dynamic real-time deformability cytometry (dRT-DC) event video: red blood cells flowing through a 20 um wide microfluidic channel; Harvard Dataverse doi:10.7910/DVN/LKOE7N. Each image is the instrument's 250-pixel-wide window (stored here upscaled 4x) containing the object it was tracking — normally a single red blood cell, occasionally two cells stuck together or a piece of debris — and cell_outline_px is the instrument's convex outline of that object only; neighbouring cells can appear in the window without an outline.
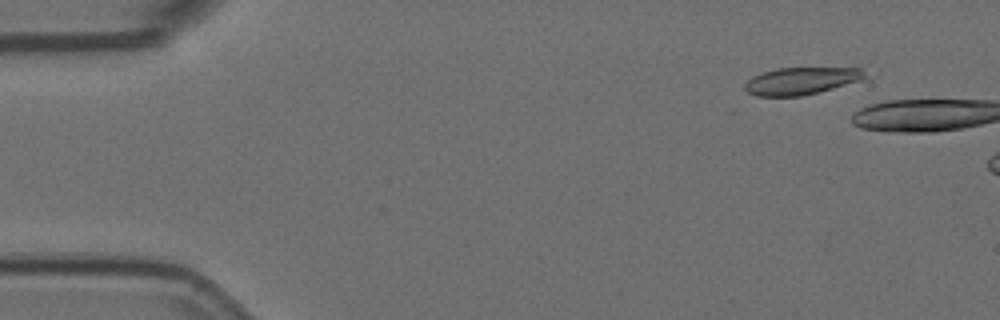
{"species": "Egyptian fruit bat (a non-hibernating species)", "species_latin": "Rousettus aegyptiacus", "temperature_condition": "room temperature", "stored_images_in_passage": 7, "camera_frame_rate_fps": 3000, "um_per_image_px": 0.085, "animal": {"sex": "female"}, "frame": {"image": 1, "passage_image": 2, "time_ms": 0.333, "image_size_px": [1000, 320], "cell_outline_px": [[880, 72], [876, 76], [868, 80], [800, 96], [756, 96], [748, 92], [744, 88], [744, 84], [752, 76], [764, 72], [780, 68], [860, 68]], "centroid_in_image_um": [68.37, 6.86], "position_along_channel_um": 16.6, "area_um2": 19.88}}